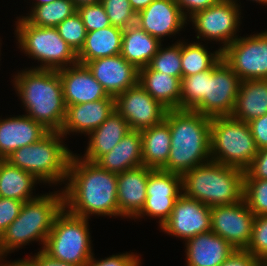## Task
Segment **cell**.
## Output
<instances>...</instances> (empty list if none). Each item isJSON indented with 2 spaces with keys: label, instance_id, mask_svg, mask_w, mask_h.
I'll return each mask as SVG.
<instances>
[{
  "label": "cell",
  "instance_id": "f6af8a7d",
  "mask_svg": "<svg viewBox=\"0 0 267 266\" xmlns=\"http://www.w3.org/2000/svg\"><path fill=\"white\" fill-rule=\"evenodd\" d=\"M219 1L220 0H176L187 20L197 12L203 11Z\"/></svg>",
  "mask_w": 267,
  "mask_h": 266
},
{
  "label": "cell",
  "instance_id": "8992f818",
  "mask_svg": "<svg viewBox=\"0 0 267 266\" xmlns=\"http://www.w3.org/2000/svg\"><path fill=\"white\" fill-rule=\"evenodd\" d=\"M63 138L60 132L49 131L39 141L15 150L5 160L29 172L41 183L49 186L65 184L73 152Z\"/></svg>",
  "mask_w": 267,
  "mask_h": 266
},
{
  "label": "cell",
  "instance_id": "603a6c76",
  "mask_svg": "<svg viewBox=\"0 0 267 266\" xmlns=\"http://www.w3.org/2000/svg\"><path fill=\"white\" fill-rule=\"evenodd\" d=\"M186 266H221L236 250L212 231L185 241Z\"/></svg>",
  "mask_w": 267,
  "mask_h": 266
},
{
  "label": "cell",
  "instance_id": "4316f807",
  "mask_svg": "<svg viewBox=\"0 0 267 266\" xmlns=\"http://www.w3.org/2000/svg\"><path fill=\"white\" fill-rule=\"evenodd\" d=\"M267 113V79L241 81L231 117L248 123Z\"/></svg>",
  "mask_w": 267,
  "mask_h": 266
},
{
  "label": "cell",
  "instance_id": "7402d4cb",
  "mask_svg": "<svg viewBox=\"0 0 267 266\" xmlns=\"http://www.w3.org/2000/svg\"><path fill=\"white\" fill-rule=\"evenodd\" d=\"M48 132L41 123L26 114L5 119L0 117V160H5L23 146L39 141Z\"/></svg>",
  "mask_w": 267,
  "mask_h": 266
},
{
  "label": "cell",
  "instance_id": "bcb514c9",
  "mask_svg": "<svg viewBox=\"0 0 267 266\" xmlns=\"http://www.w3.org/2000/svg\"><path fill=\"white\" fill-rule=\"evenodd\" d=\"M221 266H261V262L247 250H234Z\"/></svg>",
  "mask_w": 267,
  "mask_h": 266
},
{
  "label": "cell",
  "instance_id": "8fae6325",
  "mask_svg": "<svg viewBox=\"0 0 267 266\" xmlns=\"http://www.w3.org/2000/svg\"><path fill=\"white\" fill-rule=\"evenodd\" d=\"M222 59L240 81L267 79V30L239 36L222 51Z\"/></svg>",
  "mask_w": 267,
  "mask_h": 266
},
{
  "label": "cell",
  "instance_id": "52a82bcc",
  "mask_svg": "<svg viewBox=\"0 0 267 266\" xmlns=\"http://www.w3.org/2000/svg\"><path fill=\"white\" fill-rule=\"evenodd\" d=\"M15 37L20 51L38 60L31 69L59 70L78 63L77 54L58 33L56 27H38L17 17Z\"/></svg>",
  "mask_w": 267,
  "mask_h": 266
},
{
  "label": "cell",
  "instance_id": "f1b7e54d",
  "mask_svg": "<svg viewBox=\"0 0 267 266\" xmlns=\"http://www.w3.org/2000/svg\"><path fill=\"white\" fill-rule=\"evenodd\" d=\"M123 29L110 25L103 29L87 32L85 43L77 54L78 63L119 55Z\"/></svg>",
  "mask_w": 267,
  "mask_h": 266
},
{
  "label": "cell",
  "instance_id": "277c9868",
  "mask_svg": "<svg viewBox=\"0 0 267 266\" xmlns=\"http://www.w3.org/2000/svg\"><path fill=\"white\" fill-rule=\"evenodd\" d=\"M63 208L62 188L23 202L18 217L0 236V258L33 241L42 244L39 249L42 250L55 218Z\"/></svg>",
  "mask_w": 267,
  "mask_h": 266
},
{
  "label": "cell",
  "instance_id": "44dd1931",
  "mask_svg": "<svg viewBox=\"0 0 267 266\" xmlns=\"http://www.w3.org/2000/svg\"><path fill=\"white\" fill-rule=\"evenodd\" d=\"M115 110V98H105L84 104L69 105L60 133L88 135L98 128Z\"/></svg>",
  "mask_w": 267,
  "mask_h": 266
},
{
  "label": "cell",
  "instance_id": "7dc6e473",
  "mask_svg": "<svg viewBox=\"0 0 267 266\" xmlns=\"http://www.w3.org/2000/svg\"><path fill=\"white\" fill-rule=\"evenodd\" d=\"M35 266H77L71 263L61 262L49 257L42 250H39L34 256H27Z\"/></svg>",
  "mask_w": 267,
  "mask_h": 266
},
{
  "label": "cell",
  "instance_id": "9c48e42d",
  "mask_svg": "<svg viewBox=\"0 0 267 266\" xmlns=\"http://www.w3.org/2000/svg\"><path fill=\"white\" fill-rule=\"evenodd\" d=\"M88 221L63 208L55 218L42 251L52 259L85 266L93 256Z\"/></svg>",
  "mask_w": 267,
  "mask_h": 266
},
{
  "label": "cell",
  "instance_id": "7c38bea8",
  "mask_svg": "<svg viewBox=\"0 0 267 266\" xmlns=\"http://www.w3.org/2000/svg\"><path fill=\"white\" fill-rule=\"evenodd\" d=\"M240 82L236 73L221 59L206 71L205 100L194 111L210 118L231 116Z\"/></svg>",
  "mask_w": 267,
  "mask_h": 266
},
{
  "label": "cell",
  "instance_id": "d590c367",
  "mask_svg": "<svg viewBox=\"0 0 267 266\" xmlns=\"http://www.w3.org/2000/svg\"><path fill=\"white\" fill-rule=\"evenodd\" d=\"M243 199L255 216H266L267 179H244Z\"/></svg>",
  "mask_w": 267,
  "mask_h": 266
},
{
  "label": "cell",
  "instance_id": "f907efd6",
  "mask_svg": "<svg viewBox=\"0 0 267 266\" xmlns=\"http://www.w3.org/2000/svg\"><path fill=\"white\" fill-rule=\"evenodd\" d=\"M73 1L77 8L83 5L96 4L101 2V0H73Z\"/></svg>",
  "mask_w": 267,
  "mask_h": 266
},
{
  "label": "cell",
  "instance_id": "9a60e30c",
  "mask_svg": "<svg viewBox=\"0 0 267 266\" xmlns=\"http://www.w3.org/2000/svg\"><path fill=\"white\" fill-rule=\"evenodd\" d=\"M115 110L131 130L142 131L161 123L168 109L137 83L115 97Z\"/></svg>",
  "mask_w": 267,
  "mask_h": 266
},
{
  "label": "cell",
  "instance_id": "1f68e13d",
  "mask_svg": "<svg viewBox=\"0 0 267 266\" xmlns=\"http://www.w3.org/2000/svg\"><path fill=\"white\" fill-rule=\"evenodd\" d=\"M200 41H181L182 78L212 69L221 59L222 51H208Z\"/></svg>",
  "mask_w": 267,
  "mask_h": 266
},
{
  "label": "cell",
  "instance_id": "4dcf8cb0",
  "mask_svg": "<svg viewBox=\"0 0 267 266\" xmlns=\"http://www.w3.org/2000/svg\"><path fill=\"white\" fill-rule=\"evenodd\" d=\"M40 184L33 175L11 165L7 160H0V197L29 201L39 195H33L35 184Z\"/></svg>",
  "mask_w": 267,
  "mask_h": 266
},
{
  "label": "cell",
  "instance_id": "4fadbf2b",
  "mask_svg": "<svg viewBox=\"0 0 267 266\" xmlns=\"http://www.w3.org/2000/svg\"><path fill=\"white\" fill-rule=\"evenodd\" d=\"M146 202L134 218H158L159 227L169 218L176 200L182 195V177L174 172L153 169L147 180Z\"/></svg>",
  "mask_w": 267,
  "mask_h": 266
},
{
  "label": "cell",
  "instance_id": "b9f144b4",
  "mask_svg": "<svg viewBox=\"0 0 267 266\" xmlns=\"http://www.w3.org/2000/svg\"><path fill=\"white\" fill-rule=\"evenodd\" d=\"M23 201L0 197V236L18 217Z\"/></svg>",
  "mask_w": 267,
  "mask_h": 266
},
{
  "label": "cell",
  "instance_id": "ba28073f",
  "mask_svg": "<svg viewBox=\"0 0 267 266\" xmlns=\"http://www.w3.org/2000/svg\"><path fill=\"white\" fill-rule=\"evenodd\" d=\"M257 153L248 123L231 116L211 118V161L245 171Z\"/></svg>",
  "mask_w": 267,
  "mask_h": 266
},
{
  "label": "cell",
  "instance_id": "f35d334b",
  "mask_svg": "<svg viewBox=\"0 0 267 266\" xmlns=\"http://www.w3.org/2000/svg\"><path fill=\"white\" fill-rule=\"evenodd\" d=\"M245 250L253 254L261 263L267 261V215L254 216L251 239Z\"/></svg>",
  "mask_w": 267,
  "mask_h": 266
},
{
  "label": "cell",
  "instance_id": "8d00e7d4",
  "mask_svg": "<svg viewBox=\"0 0 267 266\" xmlns=\"http://www.w3.org/2000/svg\"><path fill=\"white\" fill-rule=\"evenodd\" d=\"M56 28L61 38L78 54L85 43L87 35L85 25L78 12L66 18Z\"/></svg>",
  "mask_w": 267,
  "mask_h": 266
},
{
  "label": "cell",
  "instance_id": "7a4b0ae2",
  "mask_svg": "<svg viewBox=\"0 0 267 266\" xmlns=\"http://www.w3.org/2000/svg\"><path fill=\"white\" fill-rule=\"evenodd\" d=\"M12 77L26 115L47 130L60 132L67 107L58 71L25 68Z\"/></svg>",
  "mask_w": 267,
  "mask_h": 266
},
{
  "label": "cell",
  "instance_id": "7bdbcfd3",
  "mask_svg": "<svg viewBox=\"0 0 267 266\" xmlns=\"http://www.w3.org/2000/svg\"><path fill=\"white\" fill-rule=\"evenodd\" d=\"M244 179H267V148L258 150L251 165L244 171Z\"/></svg>",
  "mask_w": 267,
  "mask_h": 266
},
{
  "label": "cell",
  "instance_id": "60d3db41",
  "mask_svg": "<svg viewBox=\"0 0 267 266\" xmlns=\"http://www.w3.org/2000/svg\"><path fill=\"white\" fill-rule=\"evenodd\" d=\"M85 266H142L139 255L133 252L119 253L97 260L94 257Z\"/></svg>",
  "mask_w": 267,
  "mask_h": 266
},
{
  "label": "cell",
  "instance_id": "d6986e66",
  "mask_svg": "<svg viewBox=\"0 0 267 266\" xmlns=\"http://www.w3.org/2000/svg\"><path fill=\"white\" fill-rule=\"evenodd\" d=\"M57 71L62 82L66 107L105 98H115L107 94L84 64L76 63Z\"/></svg>",
  "mask_w": 267,
  "mask_h": 266
},
{
  "label": "cell",
  "instance_id": "5b68a950",
  "mask_svg": "<svg viewBox=\"0 0 267 266\" xmlns=\"http://www.w3.org/2000/svg\"><path fill=\"white\" fill-rule=\"evenodd\" d=\"M182 194L212 207L243 200L244 171L214 161L182 175Z\"/></svg>",
  "mask_w": 267,
  "mask_h": 266
},
{
  "label": "cell",
  "instance_id": "2e32d148",
  "mask_svg": "<svg viewBox=\"0 0 267 266\" xmlns=\"http://www.w3.org/2000/svg\"><path fill=\"white\" fill-rule=\"evenodd\" d=\"M162 232L184 240L211 231L210 207L183 194L176 200Z\"/></svg>",
  "mask_w": 267,
  "mask_h": 266
},
{
  "label": "cell",
  "instance_id": "681fc988",
  "mask_svg": "<svg viewBox=\"0 0 267 266\" xmlns=\"http://www.w3.org/2000/svg\"><path fill=\"white\" fill-rule=\"evenodd\" d=\"M132 10L138 14L154 0H129Z\"/></svg>",
  "mask_w": 267,
  "mask_h": 266
},
{
  "label": "cell",
  "instance_id": "e0dca14e",
  "mask_svg": "<svg viewBox=\"0 0 267 266\" xmlns=\"http://www.w3.org/2000/svg\"><path fill=\"white\" fill-rule=\"evenodd\" d=\"M187 21L176 0H154L136 15V24L161 42L179 34Z\"/></svg>",
  "mask_w": 267,
  "mask_h": 266
},
{
  "label": "cell",
  "instance_id": "d6a6232c",
  "mask_svg": "<svg viewBox=\"0 0 267 266\" xmlns=\"http://www.w3.org/2000/svg\"><path fill=\"white\" fill-rule=\"evenodd\" d=\"M24 17L30 24L38 27H56L66 18L77 12L73 0H57L41 6H32Z\"/></svg>",
  "mask_w": 267,
  "mask_h": 266
},
{
  "label": "cell",
  "instance_id": "74e56055",
  "mask_svg": "<svg viewBox=\"0 0 267 266\" xmlns=\"http://www.w3.org/2000/svg\"><path fill=\"white\" fill-rule=\"evenodd\" d=\"M112 26L126 29L136 24V13L132 10L129 0H101L100 2Z\"/></svg>",
  "mask_w": 267,
  "mask_h": 266
},
{
  "label": "cell",
  "instance_id": "e575fe53",
  "mask_svg": "<svg viewBox=\"0 0 267 266\" xmlns=\"http://www.w3.org/2000/svg\"><path fill=\"white\" fill-rule=\"evenodd\" d=\"M206 93V71L181 79V110H195L204 100Z\"/></svg>",
  "mask_w": 267,
  "mask_h": 266
},
{
  "label": "cell",
  "instance_id": "3957f363",
  "mask_svg": "<svg viewBox=\"0 0 267 266\" xmlns=\"http://www.w3.org/2000/svg\"><path fill=\"white\" fill-rule=\"evenodd\" d=\"M171 149L164 171L182 175L211 161V118L193 110H168Z\"/></svg>",
  "mask_w": 267,
  "mask_h": 266
},
{
  "label": "cell",
  "instance_id": "d4e9b609",
  "mask_svg": "<svg viewBox=\"0 0 267 266\" xmlns=\"http://www.w3.org/2000/svg\"><path fill=\"white\" fill-rule=\"evenodd\" d=\"M102 169L120 174L143 165L141 131L130 130L119 143L96 162Z\"/></svg>",
  "mask_w": 267,
  "mask_h": 266
},
{
  "label": "cell",
  "instance_id": "83f0119b",
  "mask_svg": "<svg viewBox=\"0 0 267 266\" xmlns=\"http://www.w3.org/2000/svg\"><path fill=\"white\" fill-rule=\"evenodd\" d=\"M138 83L168 110L180 109L181 80L179 78L154 71L147 66L139 69Z\"/></svg>",
  "mask_w": 267,
  "mask_h": 266
},
{
  "label": "cell",
  "instance_id": "f546056e",
  "mask_svg": "<svg viewBox=\"0 0 267 266\" xmlns=\"http://www.w3.org/2000/svg\"><path fill=\"white\" fill-rule=\"evenodd\" d=\"M143 165L152 169H162L169 158L171 133L169 123H161L141 131Z\"/></svg>",
  "mask_w": 267,
  "mask_h": 266
},
{
  "label": "cell",
  "instance_id": "30bf717a",
  "mask_svg": "<svg viewBox=\"0 0 267 266\" xmlns=\"http://www.w3.org/2000/svg\"><path fill=\"white\" fill-rule=\"evenodd\" d=\"M197 32L196 40L216 41L223 44L219 50L223 51L235 41L239 35L241 22V7L232 0H220L211 7L197 12L188 19Z\"/></svg>",
  "mask_w": 267,
  "mask_h": 266
},
{
  "label": "cell",
  "instance_id": "db71d44e",
  "mask_svg": "<svg viewBox=\"0 0 267 266\" xmlns=\"http://www.w3.org/2000/svg\"><path fill=\"white\" fill-rule=\"evenodd\" d=\"M261 266H267V261L266 262H262Z\"/></svg>",
  "mask_w": 267,
  "mask_h": 266
},
{
  "label": "cell",
  "instance_id": "ee69618b",
  "mask_svg": "<svg viewBox=\"0 0 267 266\" xmlns=\"http://www.w3.org/2000/svg\"><path fill=\"white\" fill-rule=\"evenodd\" d=\"M258 150L267 148V113L248 122Z\"/></svg>",
  "mask_w": 267,
  "mask_h": 266
},
{
  "label": "cell",
  "instance_id": "ffe728a7",
  "mask_svg": "<svg viewBox=\"0 0 267 266\" xmlns=\"http://www.w3.org/2000/svg\"><path fill=\"white\" fill-rule=\"evenodd\" d=\"M152 170L141 165L117 174L118 210L122 217L132 220L144 207L147 180Z\"/></svg>",
  "mask_w": 267,
  "mask_h": 266
},
{
  "label": "cell",
  "instance_id": "836d02e7",
  "mask_svg": "<svg viewBox=\"0 0 267 266\" xmlns=\"http://www.w3.org/2000/svg\"><path fill=\"white\" fill-rule=\"evenodd\" d=\"M170 46L159 47L158 52L153 56L149 67L161 73L182 79L181 66V39Z\"/></svg>",
  "mask_w": 267,
  "mask_h": 266
},
{
  "label": "cell",
  "instance_id": "c3c4849f",
  "mask_svg": "<svg viewBox=\"0 0 267 266\" xmlns=\"http://www.w3.org/2000/svg\"><path fill=\"white\" fill-rule=\"evenodd\" d=\"M4 258V259H3ZM6 257L0 258V266H35L34 263L28 258L18 259L14 261L5 260Z\"/></svg>",
  "mask_w": 267,
  "mask_h": 266
},
{
  "label": "cell",
  "instance_id": "484cf974",
  "mask_svg": "<svg viewBox=\"0 0 267 266\" xmlns=\"http://www.w3.org/2000/svg\"><path fill=\"white\" fill-rule=\"evenodd\" d=\"M161 43L135 24L123 29L120 55L139 70L149 66Z\"/></svg>",
  "mask_w": 267,
  "mask_h": 266
},
{
  "label": "cell",
  "instance_id": "cb8c5ba5",
  "mask_svg": "<svg viewBox=\"0 0 267 266\" xmlns=\"http://www.w3.org/2000/svg\"><path fill=\"white\" fill-rule=\"evenodd\" d=\"M127 121L114 110L111 115L87 136L88 146L84 156L86 161L96 163L103 155L110 152L119 141L130 131Z\"/></svg>",
  "mask_w": 267,
  "mask_h": 266
},
{
  "label": "cell",
  "instance_id": "5bb4252c",
  "mask_svg": "<svg viewBox=\"0 0 267 266\" xmlns=\"http://www.w3.org/2000/svg\"><path fill=\"white\" fill-rule=\"evenodd\" d=\"M211 231L238 250H245L251 239L254 214L245 200L210 207Z\"/></svg>",
  "mask_w": 267,
  "mask_h": 266
},
{
  "label": "cell",
  "instance_id": "6da1fadb",
  "mask_svg": "<svg viewBox=\"0 0 267 266\" xmlns=\"http://www.w3.org/2000/svg\"><path fill=\"white\" fill-rule=\"evenodd\" d=\"M78 155L73 153L69 161L67 183L62 189L64 208L87 219L93 215L122 218L118 210L117 174Z\"/></svg>",
  "mask_w": 267,
  "mask_h": 266
},
{
  "label": "cell",
  "instance_id": "ac0fdd59",
  "mask_svg": "<svg viewBox=\"0 0 267 266\" xmlns=\"http://www.w3.org/2000/svg\"><path fill=\"white\" fill-rule=\"evenodd\" d=\"M85 65L109 96L116 97L138 83L139 70L120 54L94 59Z\"/></svg>",
  "mask_w": 267,
  "mask_h": 266
},
{
  "label": "cell",
  "instance_id": "ab89813d",
  "mask_svg": "<svg viewBox=\"0 0 267 266\" xmlns=\"http://www.w3.org/2000/svg\"><path fill=\"white\" fill-rule=\"evenodd\" d=\"M86 31H94L109 27L111 24L101 3L83 5L77 8Z\"/></svg>",
  "mask_w": 267,
  "mask_h": 266
},
{
  "label": "cell",
  "instance_id": "f5cc1de1",
  "mask_svg": "<svg viewBox=\"0 0 267 266\" xmlns=\"http://www.w3.org/2000/svg\"><path fill=\"white\" fill-rule=\"evenodd\" d=\"M232 1L236 2L239 6H241V5L237 2L238 0H232ZM250 1H253V2H256V3L258 2L259 5L262 4L263 6H264V5H265V6L267 5V0H250Z\"/></svg>",
  "mask_w": 267,
  "mask_h": 266
},
{
  "label": "cell",
  "instance_id": "816d5d0a",
  "mask_svg": "<svg viewBox=\"0 0 267 266\" xmlns=\"http://www.w3.org/2000/svg\"><path fill=\"white\" fill-rule=\"evenodd\" d=\"M33 1H35V2H32V6H41L44 4H49V3L55 2L57 0H33Z\"/></svg>",
  "mask_w": 267,
  "mask_h": 266
}]
</instances>
